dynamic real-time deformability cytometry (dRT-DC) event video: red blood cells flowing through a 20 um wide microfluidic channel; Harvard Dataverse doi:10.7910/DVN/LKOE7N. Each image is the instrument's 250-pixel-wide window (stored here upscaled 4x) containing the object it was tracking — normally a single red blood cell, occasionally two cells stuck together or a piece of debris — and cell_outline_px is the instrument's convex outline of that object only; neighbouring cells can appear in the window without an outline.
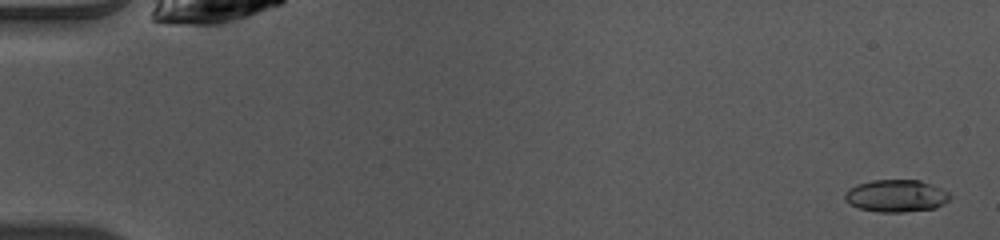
{"species": "common noctule bat (a hibernating species)", "species_latin": "Nyctalus noctula", "temperature_condition": "warm", "stored_images_in_passage": 49, "camera_frame_rate_fps": 3000, "um_per_image_px": 0.085, "animal": {"sex": "female", "body_mass_g": 10.0, "forearm_length_mm": 53.1}, "frame": {"image": 1, "passage_image": 2, "time_ms": 0.333, "image_size_px": [1000, 240], "cell_outline_px": [[952, 196], [944, 204], [936, 208], [904, 212], [880, 212], [860, 208], [848, 204], [844, 200], [844, 192], [848, 188], [856, 184], [872, 180], [920, 180], [932, 184], [948, 192]], "centroid_in_image_um": [76.15, 16.64], "position_along_channel_um": 8.8, "area_um2": 20.0}}
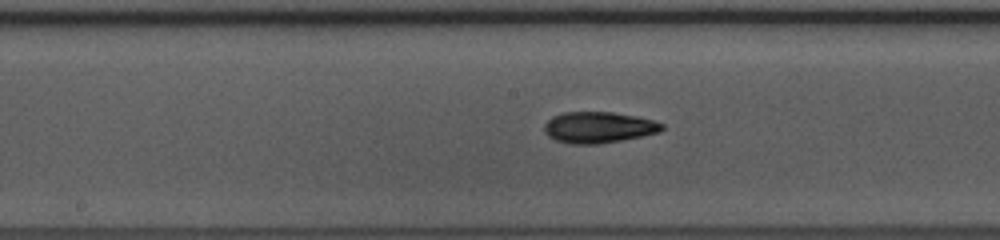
{"frame": {"image": 2, "passage_image": 26, "time_ms": 8.333, "image_size_px": [1000, 240], "cell_outline_px": [[664, 128], [660, 132], [620, 140], [596, 144], [568, 144], [556, 140], [548, 136], [544, 132], [544, 124], [552, 116], [564, 112], [612, 112], [636, 116], [652, 120], [664, 124]], "centroid_in_image_um": [50.85, 10.82], "position_along_channel_um": 197.4, "area_um2": 21.33}}
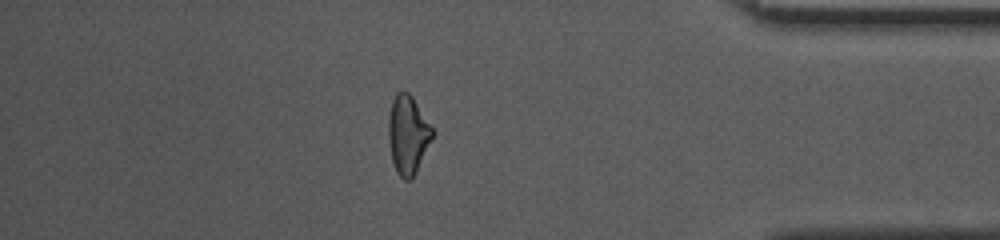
{"frame": {"image": 3, "passage_image": 43, "time_ms": 14.0, "image_size_px": [1000, 240], "cell_outline_px": [[432, 140], [412, 180], [404, 180], [396, 172], [392, 160], [388, 140], [388, 116], [392, 100], [396, 92], [408, 92], [412, 96], [432, 128]], "centroid_in_image_um": [34.64, 11.47], "position_along_channel_um": 400.6, "area_um2": 20.06}, "authors_computed_cell_mechanics": {"area_um2": 20.3456, "velocity_mm_per_s": 4.0871, "shape_relaxation_time_tau1_ms": 4.7992, "shape_relaxation_time_tau2_ms": 2.8109, "deformation_change_tau1": 0.144, "deformation_change_tau2": 0.1055}}